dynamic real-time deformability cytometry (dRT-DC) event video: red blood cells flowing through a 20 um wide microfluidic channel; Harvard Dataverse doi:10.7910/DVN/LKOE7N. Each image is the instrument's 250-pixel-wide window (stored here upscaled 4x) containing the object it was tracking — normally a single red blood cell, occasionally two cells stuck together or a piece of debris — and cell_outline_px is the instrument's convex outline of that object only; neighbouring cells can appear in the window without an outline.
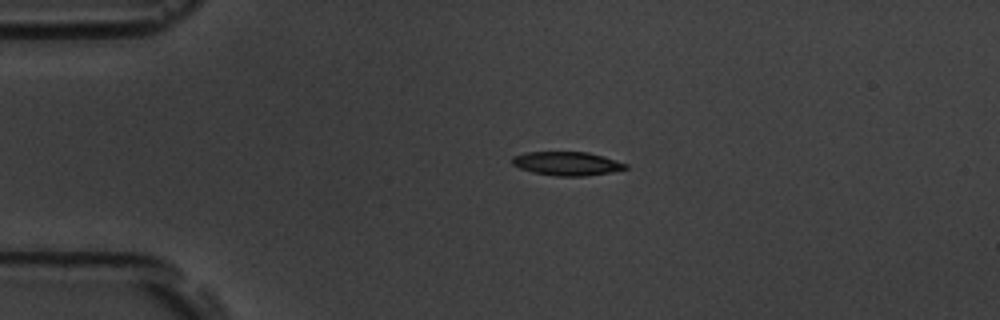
{"species": "common noctule bat (a hibernating species)", "species_latin": "Nyctalus noctula", "temperature_condition": "room temperature", "stored_images_in_passage": 43, "camera_frame_rate_fps": 3000, "um_per_image_px": 0.085, "animal": {"sex": "male", "body_mass_g": 19.5, "forearm_length_mm": 54.6}, "frame": {"image": 1, "passage_image": 1, "time_ms": 0.0, "image_size_px": [1000, 320], "cell_outline_px": [[628, 168], [612, 172], [584, 176], [556, 176], [532, 172], [520, 168], [512, 164], [512, 156], [524, 152], [588, 152], [604, 156], [628, 164]], "centroid_in_image_um": [48.19, 13.9], "position_along_channel_um": 36.8, "area_um2": 15.78}}
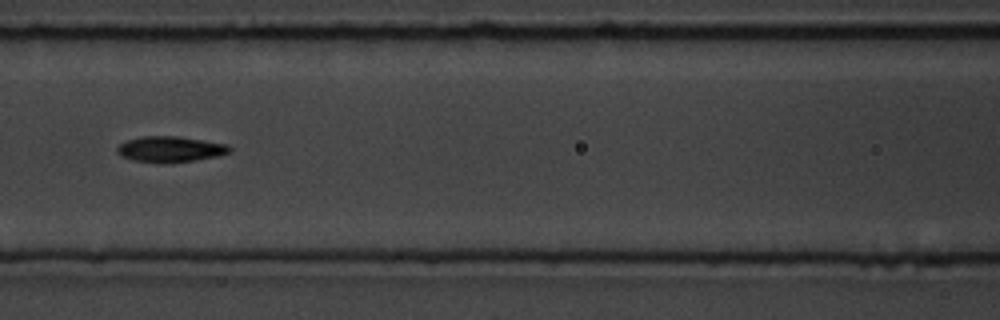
{"frame": {"image": 2, "passage_image": 13, "time_ms": 4.0, "image_size_px": [1000, 320], "cell_outline_px": [[232, 152], [220, 156], [196, 160], [164, 164], [132, 160], [120, 156], [116, 152], [116, 148], [120, 144], [128, 140], [140, 136], [180, 136], [228, 144], [232, 148]], "centroid_in_image_um": [14.5, 12.69], "position_along_channel_um": 152.1, "area_um2": 17.34}}
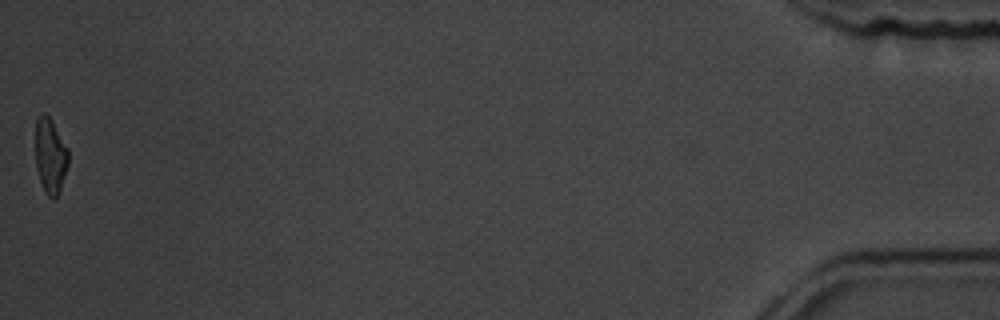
{"frame": {"image": 3, "passage_image": 43, "time_ms": 14.0, "image_size_px": [1000, 320], "cell_outline_px": [[68, 164], [60, 188], [56, 196], [52, 200], [44, 192], [40, 180], [36, 164], [36, 120], [40, 112], [44, 112], [52, 120], [68, 148]], "centroid_in_image_um": [4.27, 13.21], "position_along_channel_um": 430.9, "area_um2": 14.33}, "authors_computed_cell_mechanics": {"area_um2": 16.0684, "velocity_mm_per_s": 3.783, "shape_relaxation_time_tau1_ms": 2.9727, "shape_relaxation_time_tau2_ms": 3.4575, "deformation_change_tau1": 0.174, "deformation_change_tau2": 0.1106}}